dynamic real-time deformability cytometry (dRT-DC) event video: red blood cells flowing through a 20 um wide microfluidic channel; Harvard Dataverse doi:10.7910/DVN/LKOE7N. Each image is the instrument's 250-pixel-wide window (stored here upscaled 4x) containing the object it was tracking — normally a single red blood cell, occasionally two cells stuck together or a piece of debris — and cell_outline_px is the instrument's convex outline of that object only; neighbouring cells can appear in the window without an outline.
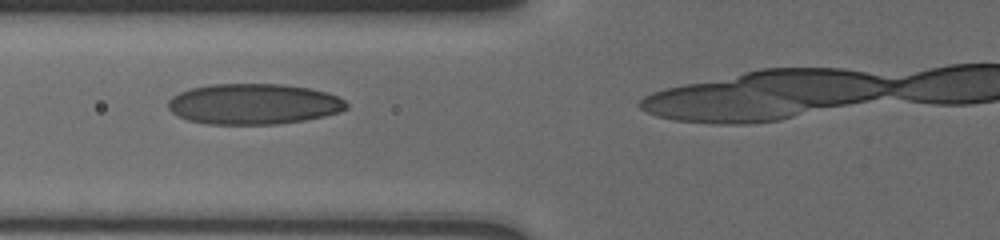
{"species": "human", "species_latin": "Homo sapiens", "temperature_condition": "cold", "stored_images_in_passage": 12, "camera_frame_rate_fps": 3000, "um_per_image_px": 0.085, "donor": {"sex": "male"}, "frame": {"image": 1, "passage_image": 9, "time_ms": 5.667, "image_size_px": [1000, 240], "cell_outline_px": [[348, 108], [324, 116], [304, 120], [276, 124], [208, 124], [188, 120], [172, 112], [168, 108], [168, 100], [172, 96], [180, 92], [192, 88], [208, 84], [284, 84], [308, 88], [324, 92], [336, 96], [344, 100], [348, 104]], "centroid_in_image_um": [21.53, 8.84], "position_along_channel_um": 104.3, "area_um2": 42.08}}
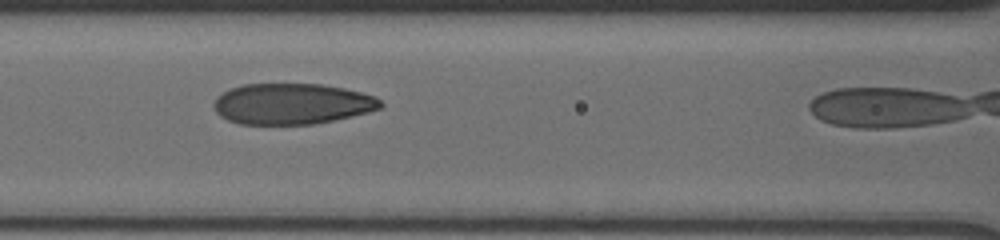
{"frame": {"image": 2, "passage_image": 10, "time_ms": 6.667, "image_size_px": [1000, 240], "cell_outline_px": [[384, 104], [380, 108], [368, 112], [352, 116], [312, 124], [240, 124], [228, 120], [220, 116], [216, 112], [212, 104], [216, 96], [232, 88], [244, 84], [320, 84], [344, 88], [376, 96]], "centroid_in_image_um": [24.8, 8.82], "position_along_channel_um": 141.8, "area_um2": 39.71}}